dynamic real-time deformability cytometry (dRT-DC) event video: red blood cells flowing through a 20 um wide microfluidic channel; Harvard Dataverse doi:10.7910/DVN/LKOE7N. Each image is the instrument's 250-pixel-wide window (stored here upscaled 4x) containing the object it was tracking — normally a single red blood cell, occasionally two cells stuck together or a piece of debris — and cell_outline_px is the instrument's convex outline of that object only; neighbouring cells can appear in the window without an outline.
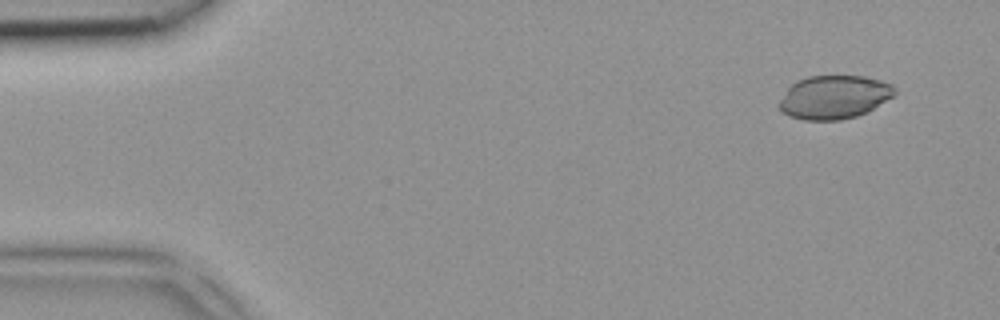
{"species": "common noctule bat (a hibernating species)", "species_latin": "Nyctalus noctula", "temperature_condition": "room temperature", "stored_images_in_passage": 4, "camera_frame_rate_fps": 3000, "um_per_image_px": 0.085, "animal": {"sex": "female", "body_mass_g": 18.4}, "frame": {"image": 1, "passage_image": 1, "time_ms": 0.0, "image_size_px": [1000, 320], "cell_outline_px": [[896, 92], [892, 96], [868, 112], [856, 116], [840, 120], [804, 120], [788, 116], [776, 104], [788, 88], [796, 80], [808, 76], [864, 76], [880, 80], [892, 84], [896, 88]], "centroid_in_image_um": [70.88, 8.25], "position_along_channel_um": 14.1, "area_um2": 29.36}}
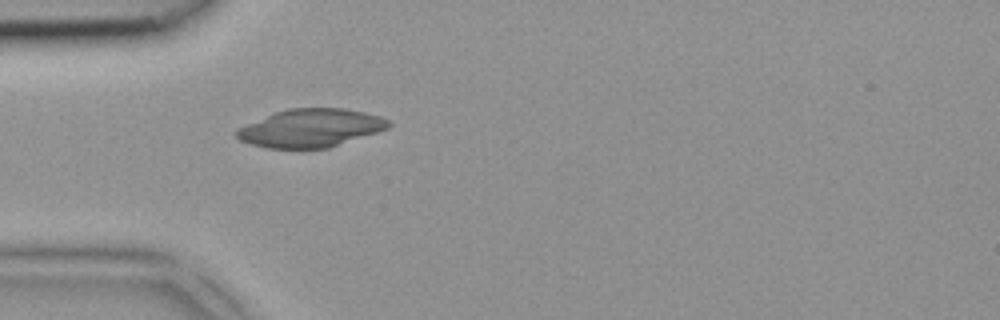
{"frame": {"image": 2, "passage_image": 4, "time_ms": 1.0, "image_size_px": [1000, 320], "cell_outline_px": [[392, 124], [388, 128], [328, 148], [268, 148], [252, 144], [240, 140], [236, 136], [236, 128], [276, 112], [288, 108], [344, 108], [364, 112], [380, 116], [388, 120]], "centroid_in_image_um": [26.4, 10.88], "position_along_channel_um": 58.6, "area_um2": 33.47}}